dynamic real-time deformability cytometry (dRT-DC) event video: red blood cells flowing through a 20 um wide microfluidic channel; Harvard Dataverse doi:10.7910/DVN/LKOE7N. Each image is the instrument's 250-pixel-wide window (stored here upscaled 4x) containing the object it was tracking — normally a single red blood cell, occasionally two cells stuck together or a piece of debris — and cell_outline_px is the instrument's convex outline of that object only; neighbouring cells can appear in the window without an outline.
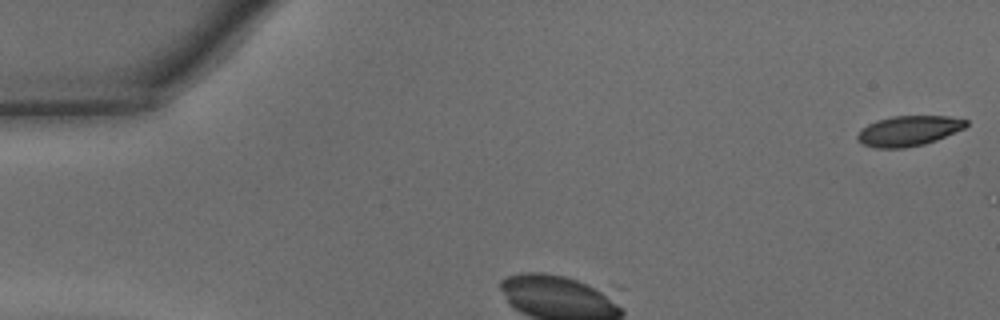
{"species": "common noctule bat (a hibernating species)", "species_latin": "Nyctalus noctula", "temperature_condition": "warm", "stored_images_in_passage": 9, "camera_frame_rate_fps": 3000, "um_per_image_px": 0.085, "animal": {"sex": "male", "body_mass_g": 15.6}, "frame": {"image": 1, "passage_image": 1, "time_ms": 0.0, "image_size_px": [1000, 320], "cell_outline_px": [[968, 124], [964, 128], [936, 140], [924, 144], [904, 148], [876, 148], [864, 144], [856, 140], [856, 136], [868, 124], [876, 120], [892, 116], [948, 116], [968, 120]], "centroid_in_image_um": [77.23, 11.12], "position_along_channel_um": 7.8, "area_um2": 19.02}}